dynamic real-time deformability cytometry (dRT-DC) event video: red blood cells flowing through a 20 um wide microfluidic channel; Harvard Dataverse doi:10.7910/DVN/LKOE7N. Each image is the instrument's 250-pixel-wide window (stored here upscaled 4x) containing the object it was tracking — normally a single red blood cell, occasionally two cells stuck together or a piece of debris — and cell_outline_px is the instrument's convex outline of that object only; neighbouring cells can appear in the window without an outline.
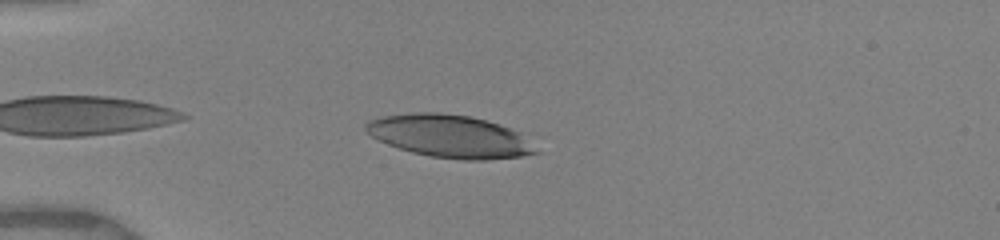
{"species": "human", "species_latin": "Homo sapiens", "temperature_condition": "warm", "stored_images_in_passage": 38, "camera_frame_rate_fps": 3000, "um_per_image_px": 0.085, "donor": {"sex": "female"}, "frame": {"image": 1, "passage_image": 4, "time_ms": 0.667, "image_size_px": [1000, 240], "cell_outline_px": [[540, 152], [520, 156], [484, 160], [464, 160], [432, 156], [412, 152], [388, 144], [372, 136], [364, 128], [364, 124], [368, 120], [384, 116], [416, 112], [440, 112], [468, 116], [500, 124], [520, 132]], "centroid_in_image_um": [38.23, 11.57], "position_along_channel_um": 46.8, "area_um2": 41.96}}
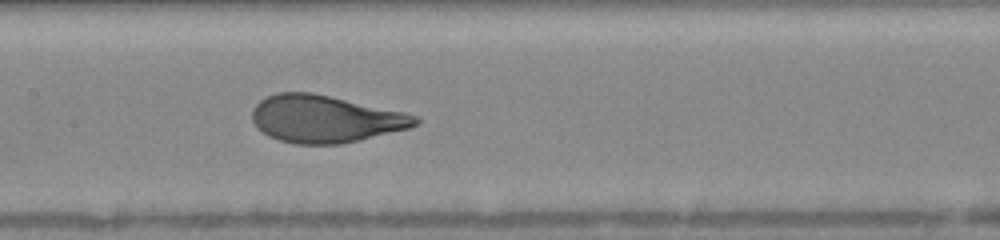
{"frame": {"image": 2, "passage_image": 17, "time_ms": 4.667, "image_size_px": [1000, 240], "cell_outline_px": [[420, 120], [412, 128], [360, 140], [340, 144], [296, 144], [280, 140], [268, 136], [256, 128], [252, 120], [252, 108], [260, 100], [276, 92], [312, 92], [404, 112], [416, 116]], "centroid_in_image_um": [27.62, 10.11], "position_along_channel_um": 179.8, "area_um2": 45.08}}
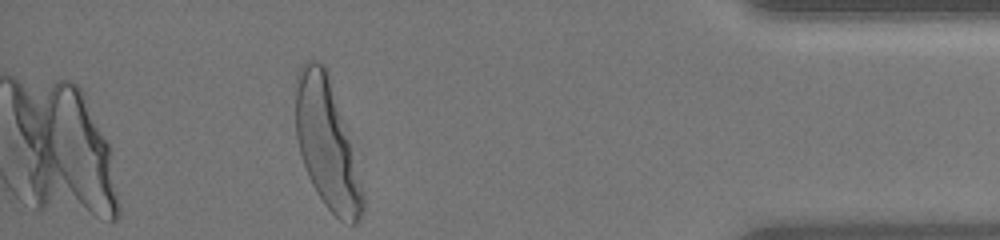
{"frame": {"image": 3, "passage_image": 38, "time_ms": 11.333, "image_size_px": [1000, 240], "cell_outline_px": [[364, 212], [356, 224], [352, 224], [340, 220], [324, 204], [316, 192], [308, 176], [300, 152], [296, 136], [296, 76], [300, 64], [308, 60], [316, 60], [324, 64], [328, 68], [364, 192]], "centroid_in_image_um": [27.77, 12.2], "position_along_channel_um": 407.4, "area_um2": 50.17}, "authors_computed_cell_mechanics": {"area_um2": 45.1996, "velocity_mm_per_s": 3.9901, "shape_relaxation_time_tau1_ms": 3.7399, "shape_relaxation_time_tau2_ms": null, "deformation_change_tau1": 0.2193, "deformation_change_tau2": null}}